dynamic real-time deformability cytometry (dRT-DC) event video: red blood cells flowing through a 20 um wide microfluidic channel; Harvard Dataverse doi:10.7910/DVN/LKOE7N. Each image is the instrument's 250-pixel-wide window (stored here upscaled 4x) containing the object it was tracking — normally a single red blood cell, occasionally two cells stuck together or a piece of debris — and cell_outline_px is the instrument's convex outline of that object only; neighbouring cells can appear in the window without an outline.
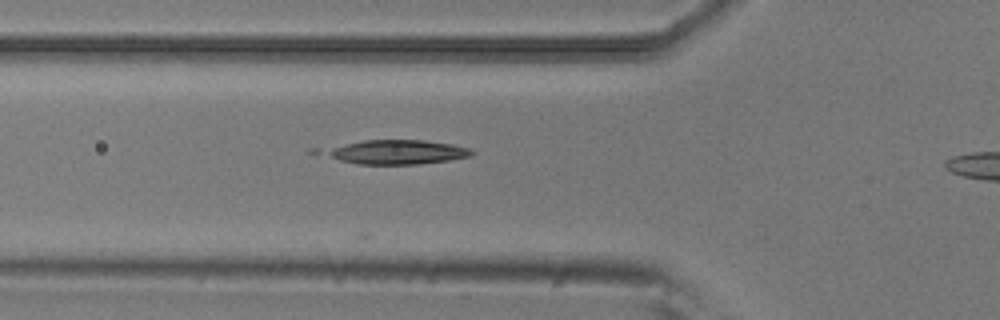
{"species": "common noctule bat (a hibernating species)", "species_latin": "Nyctalus noctula", "temperature_condition": "room temperature", "stored_images_in_passage": 15, "camera_frame_rate_fps": 3000, "um_per_image_px": 0.085, "animal": {"sex": "male", "body_mass_g": 20.5, "forearm_length_mm": 52.5}, "frame": {"image": 1, "passage_image": 10, "time_ms": 3.0, "image_size_px": [1000, 320], "cell_outline_px": [[476, 152], [472, 156], [448, 160], [420, 164], [356, 164], [308, 152], [308, 148], [364, 140], [424, 140], [452, 144], [468, 148]], "centroid_in_image_um": [33.39, 12.91], "position_along_channel_um": 92.4, "area_um2": 22.02}}
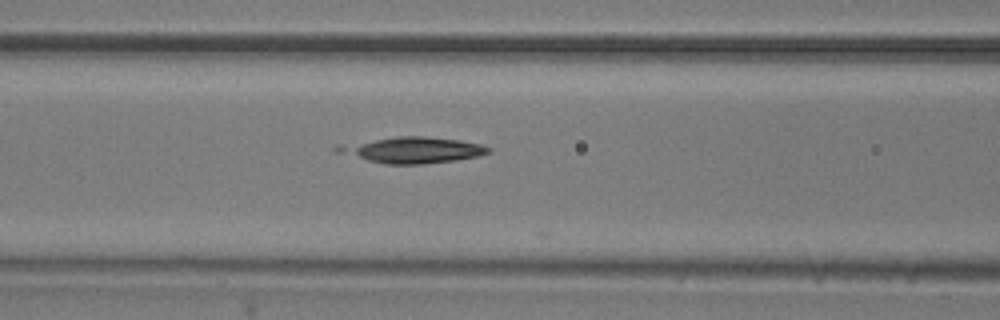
{"frame": {"image": 2, "passage_image": 13, "time_ms": 4.0, "image_size_px": [1000, 320], "cell_outline_px": [[492, 152], [480, 156], [456, 160], [424, 164], [384, 164], [336, 152], [332, 148], [336, 144], [396, 136], [424, 136], [460, 140], [480, 144], [492, 148]], "centroid_in_image_um": [35.03, 12.74], "position_along_channel_um": 131.6, "area_um2": 23.24}}